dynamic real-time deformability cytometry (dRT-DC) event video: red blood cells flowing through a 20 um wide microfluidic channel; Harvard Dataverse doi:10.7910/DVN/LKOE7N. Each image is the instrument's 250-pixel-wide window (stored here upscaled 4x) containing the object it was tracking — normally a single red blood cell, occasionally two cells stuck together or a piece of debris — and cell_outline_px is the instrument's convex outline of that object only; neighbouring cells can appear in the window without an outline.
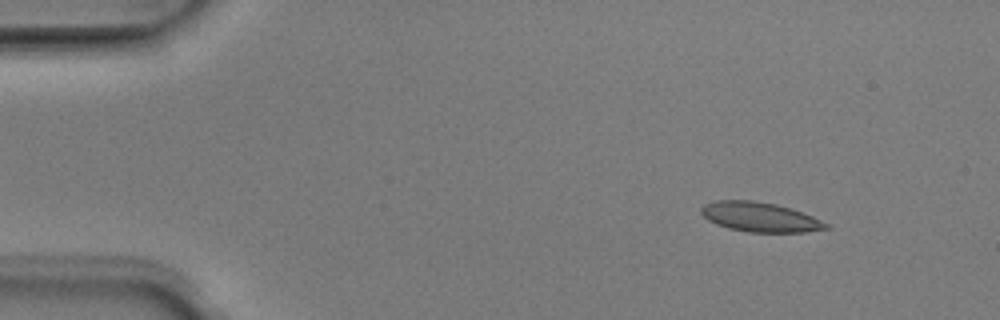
{"species": "Egyptian fruit bat (a non-hibernating species)", "species_latin": "Rousettus aegyptiacus", "temperature_condition": "room temperature", "stored_images_in_passage": 45, "camera_frame_rate_fps": 3000, "um_per_image_px": 0.085, "animal": {"sex": "male"}, "frame": {"image": 1, "passage_image": 1, "time_ms": 0.0, "image_size_px": [1000, 320], "cell_outline_px": [[832, 228], [804, 232], [748, 232], [728, 228], [716, 224], [708, 220], [700, 212], [700, 208], [704, 204], [716, 200], [752, 200], [776, 204], [792, 208], [832, 224]], "centroid_in_image_um": [64.63, 18.45], "position_along_channel_um": 20.4, "area_um2": 21.79}}
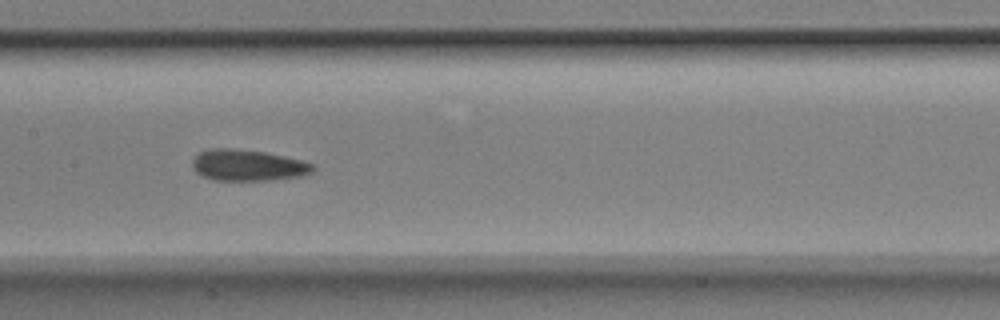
{"frame": {"image": 2, "passage_image": 20, "time_ms": 6.333, "image_size_px": [1000, 320], "cell_outline_px": [[316, 168], [312, 172], [300, 176], [272, 180], [216, 180], [200, 176], [192, 168], [192, 160], [200, 152], [212, 148], [228, 148], [264, 152], [284, 156], [316, 164]], "centroid_in_image_um": [21.07, 14.05], "position_along_channel_um": 186.3, "area_um2": 21.96}}
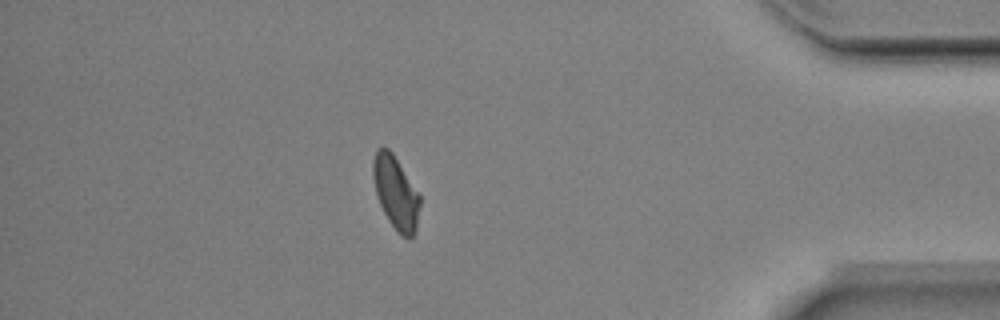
{"frame": {"image": 3, "passage_image": 39, "time_ms": 12.667, "image_size_px": [1000, 320], "cell_outline_px": [[420, 204], [416, 232], [412, 236], [400, 236], [396, 232], [388, 220], [376, 196], [372, 176], [372, 160], [376, 148], [388, 148], [392, 152], [420, 196]], "centroid_in_image_um": [33.61, 16.38], "position_along_channel_um": 401.6, "area_um2": 19.94}, "authors_computed_cell_mechanics": {"area_um2": 21.386, "velocity_mm_per_s": 4.0311, "shape_relaxation_time_tau1_ms": 2.9337, "shape_relaxation_time_tau2_ms": 2.8496, "deformation_change_tau1": 0.107, "deformation_change_tau2": 0.0827}}